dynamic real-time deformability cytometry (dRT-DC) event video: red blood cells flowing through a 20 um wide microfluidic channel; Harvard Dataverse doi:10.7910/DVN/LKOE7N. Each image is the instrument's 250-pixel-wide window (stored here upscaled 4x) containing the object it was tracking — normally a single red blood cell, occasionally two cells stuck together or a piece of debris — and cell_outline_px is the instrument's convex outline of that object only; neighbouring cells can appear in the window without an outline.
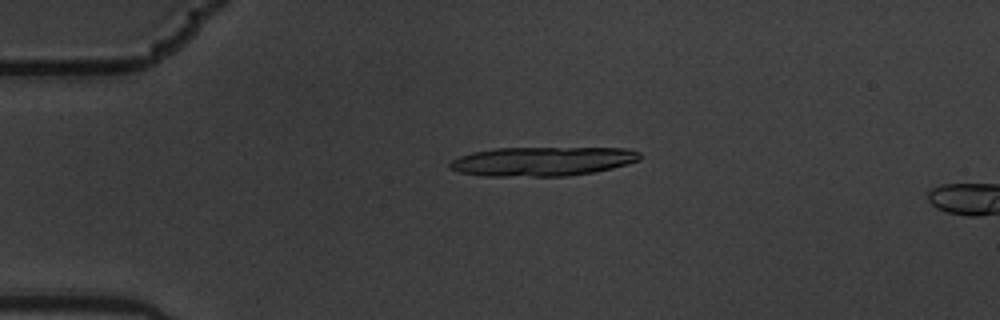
{"species": "common noctule bat (a hibernating species)", "species_latin": "Nyctalus noctula", "temperature_condition": "warm", "stored_images_in_passage": 7, "camera_frame_rate_fps": 3000, "um_per_image_px": 0.085, "animal": {"sex": "male", "body_mass_g": 19.5, "forearm_length_mm": 54.6}, "frame": {"image": 1, "passage_image": 7, "time_ms": 2.0, "image_size_px": [1000, 320], "cell_outline_px": [[640, 160], [628, 164], [612, 168], [592, 172], [564, 176], [484, 176], [460, 172], [448, 168], [448, 164], [452, 160], [460, 156], [472, 152], [496, 148], [624, 148], [640, 152]], "centroid_in_image_um": [46.08, 13.71], "position_along_channel_um": 38.9, "area_um2": 32.25}}